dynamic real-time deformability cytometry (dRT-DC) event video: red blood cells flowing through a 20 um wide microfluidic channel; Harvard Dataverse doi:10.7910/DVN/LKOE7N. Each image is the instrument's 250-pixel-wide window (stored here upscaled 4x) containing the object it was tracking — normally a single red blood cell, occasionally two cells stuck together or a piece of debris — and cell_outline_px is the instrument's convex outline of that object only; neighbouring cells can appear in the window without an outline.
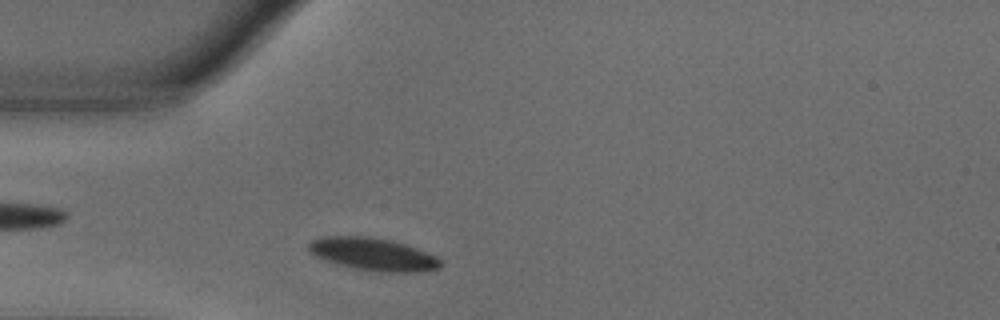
{"species": "common noctule bat (a hibernating species)", "species_latin": "Nyctalus noctula", "temperature_condition": "warm", "stored_images_in_passage": 44, "camera_frame_rate_fps": 3000, "um_per_image_px": 0.085, "animal": {"sex": "male", "body_mass_g": 18.8}, "frame": {"image": 1, "passage_image": 4, "time_ms": 1.0, "image_size_px": [1000, 320], "cell_outline_px": [[444, 264], [440, 268], [420, 272], [380, 272], [356, 268], [324, 260], [308, 252], [308, 244], [312, 240], [320, 236], [368, 236], [392, 240], [404, 244], [436, 256]], "centroid_in_image_um": [31.71, 21.6], "position_along_channel_um": 53.3, "area_um2": 25.09}}
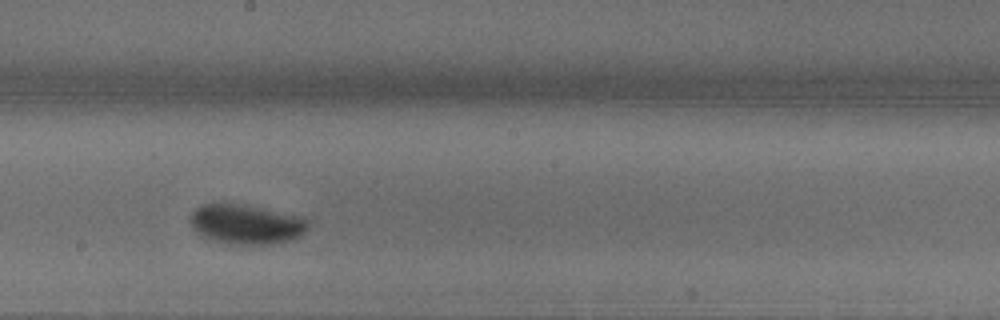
{"frame": {"image": 2, "passage_image": 19, "time_ms": 6.0, "image_size_px": [1000, 320], "cell_outline_px": [[308, 228], [300, 236], [288, 240], [272, 244], [228, 244], [204, 236], [196, 232], [192, 228], [188, 220], [188, 216], [196, 208], [204, 204], [236, 204], [260, 208], [304, 216], [308, 220]], "centroid_in_image_um": [20.92, 19.06], "position_along_channel_um": 227.3, "area_um2": 27.11}}
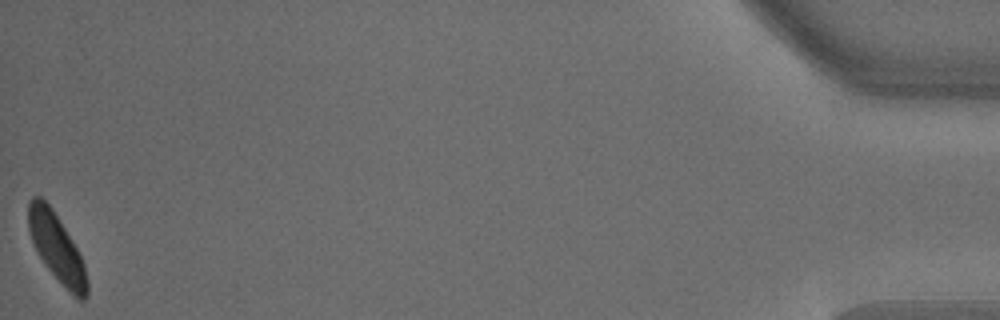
{"frame": {"image": 3, "passage_image": 44, "time_ms": 14.333, "image_size_px": [1000, 320], "cell_outline_px": [[88, 296], [84, 300], [80, 300], [44, 264], [36, 252], [28, 228], [28, 200], [32, 196], [40, 196], [52, 208], [72, 240], [84, 264], [88, 280]], "centroid_in_image_um": [4.8, 21.01], "position_along_channel_um": 430.4, "area_um2": 22.77}, "authors_computed_cell_mechanics": {"area_um2": 25.0563, "velocity_mm_per_s": 3.6058, "shape_relaxation_time_tau1_ms": 3.5618, "shape_relaxation_time_tau2_ms": null, "deformation_change_tau1": 0.1379, "deformation_change_tau2": null}}